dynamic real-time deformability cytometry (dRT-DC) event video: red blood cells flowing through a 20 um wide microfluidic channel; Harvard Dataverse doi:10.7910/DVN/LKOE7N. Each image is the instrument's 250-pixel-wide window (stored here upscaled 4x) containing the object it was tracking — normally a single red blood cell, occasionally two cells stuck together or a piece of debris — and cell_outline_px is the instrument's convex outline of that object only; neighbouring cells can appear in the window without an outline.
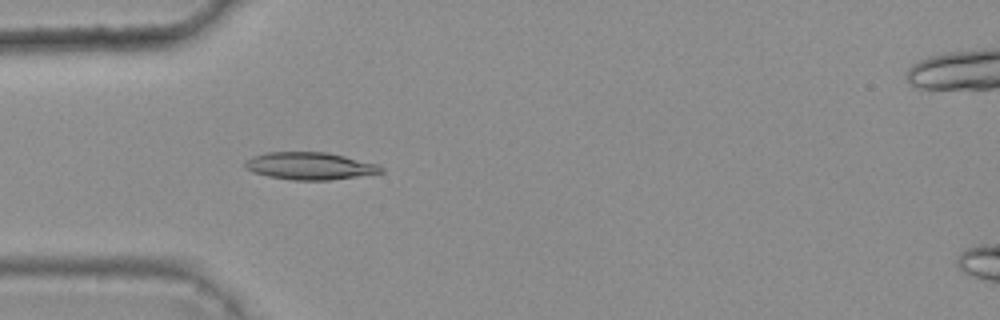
{"species": "common noctule bat (a hibernating species)", "species_latin": "Nyctalus noctula", "temperature_condition": "warm", "stored_images_in_passage": 5, "camera_frame_rate_fps": 3000, "um_per_image_px": 0.085, "animal": {"sex": "female", "body_mass_g": 25.1}, "frame": {"image": 1, "passage_image": 5, "time_ms": 1.333, "image_size_px": [1000, 320], "cell_outline_px": [[384, 172], [328, 180], [292, 180], [268, 176], [252, 172], [244, 168], [244, 160], [252, 156], [264, 152], [324, 152], [344, 156], [376, 164], [384, 168]], "centroid_in_image_um": [26.25, 14.1], "position_along_channel_um": 58.7, "area_um2": 21.62}}